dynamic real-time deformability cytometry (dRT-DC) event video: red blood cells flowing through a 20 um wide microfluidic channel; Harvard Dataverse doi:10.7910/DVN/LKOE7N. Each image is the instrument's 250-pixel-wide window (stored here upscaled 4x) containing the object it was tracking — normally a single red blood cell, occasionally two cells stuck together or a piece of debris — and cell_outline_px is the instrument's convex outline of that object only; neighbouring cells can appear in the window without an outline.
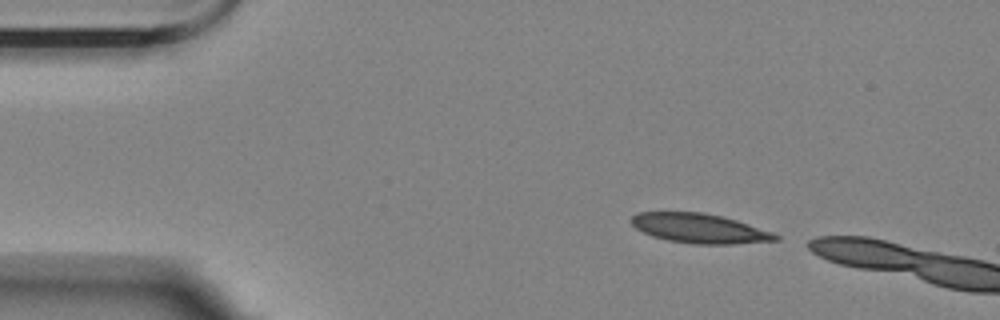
{"species": "Egyptian fruit bat (a non-hibernating species)", "species_latin": "Rousettus aegyptiacus", "temperature_condition": "room temperature", "stored_images_in_passage": 3, "camera_frame_rate_fps": 3000, "um_per_image_px": 0.085, "animal": {"sex": "female"}, "frame": {"image": 1, "passage_image": 1, "time_ms": 0.0, "image_size_px": [1000, 320], "cell_outline_px": [[780, 240], [732, 244], [692, 244], [668, 240], [652, 236], [636, 228], [628, 220], [632, 216], [640, 212], [704, 212], [736, 220], [772, 232], [780, 236]], "centroid_in_image_um": [59.45, 19.41], "position_along_channel_um": 25.6, "area_um2": 24.74}}